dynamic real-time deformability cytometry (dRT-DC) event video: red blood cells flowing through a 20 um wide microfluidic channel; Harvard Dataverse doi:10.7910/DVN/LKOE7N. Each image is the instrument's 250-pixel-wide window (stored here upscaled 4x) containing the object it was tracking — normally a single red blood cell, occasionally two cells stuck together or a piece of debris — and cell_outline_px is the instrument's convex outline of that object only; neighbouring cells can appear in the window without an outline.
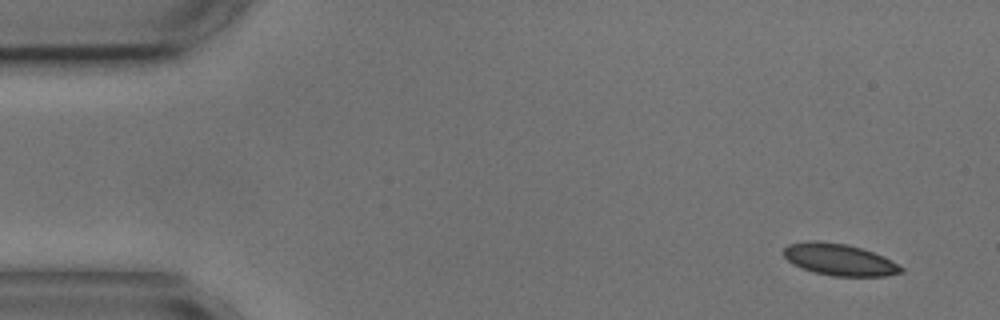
{"species": "common noctule bat (a hibernating species)", "species_latin": "Nyctalus noctula", "temperature_condition": "cold", "stored_images_in_passage": 9, "camera_frame_rate_fps": 3000, "um_per_image_px": 0.085, "animal": {"sex": "male", "body_mass_g": 17.9, "forearm_length_mm": 54.2}, "frame": {"image": 1, "passage_image": 1, "time_ms": 0.0, "image_size_px": [1000, 320], "cell_outline_px": [[904, 272], [888, 276], [832, 276], [812, 272], [800, 268], [792, 264], [784, 256], [784, 248], [788, 244], [808, 240], [816, 240], [848, 244], [884, 256], [904, 268]], "centroid_in_image_um": [71.33, 22.07], "position_along_channel_um": 13.7, "area_um2": 21.96}}
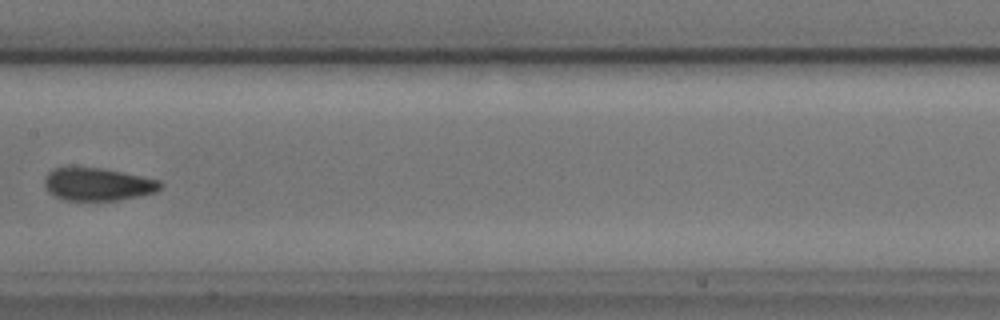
{"frame": {"image": 2, "passage_image": 7, "time_ms": 8.0, "image_size_px": [1000, 320], "cell_outline_px": [[164, 184], [156, 192], [120, 200], [64, 200], [48, 192], [44, 188], [44, 180], [48, 172], [52, 168], [100, 168], [160, 180]], "centroid_in_image_um": [8.29, 15.67], "position_along_channel_um": 199.1, "area_um2": 21.96}}
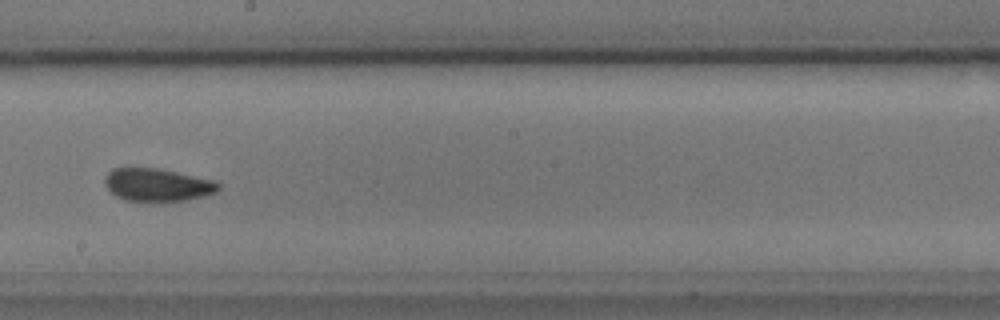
{"frame": {"image": 3, "passage_image": 8, "time_ms": 9.0, "image_size_px": [1000, 320], "cell_outline_px": [[220, 188], [216, 192], [204, 196], [184, 200], [152, 204], [128, 200], [116, 196], [104, 184], [104, 180], [108, 172], [112, 168], [156, 168], [176, 172], [212, 180], [220, 184]], "centroid_in_image_um": [13.36, 15.75], "position_along_channel_um": 234.8, "area_um2": 22.02}}